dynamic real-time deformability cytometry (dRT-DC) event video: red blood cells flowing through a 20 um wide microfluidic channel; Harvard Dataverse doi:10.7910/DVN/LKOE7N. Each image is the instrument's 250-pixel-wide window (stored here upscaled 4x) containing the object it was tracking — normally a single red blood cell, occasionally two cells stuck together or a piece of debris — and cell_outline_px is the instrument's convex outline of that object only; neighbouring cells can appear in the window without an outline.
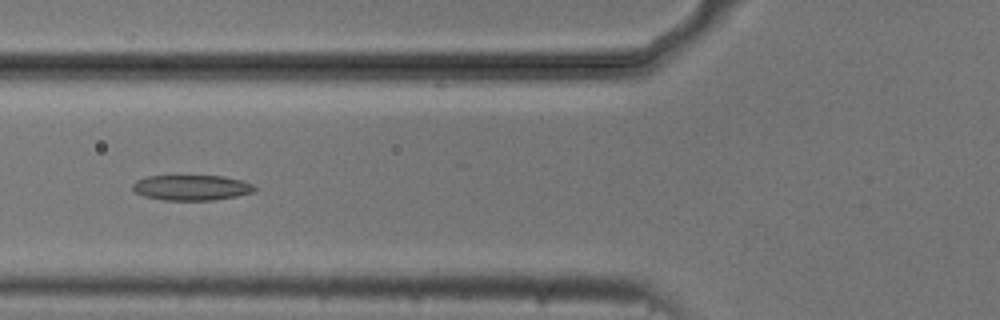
{"species": "common noctule bat (a hibernating species)", "species_latin": "Nyctalus noctula", "temperature_condition": "cold", "stored_images_in_passage": 6, "camera_frame_rate_fps": 3000, "um_per_image_px": 0.085, "animal": {"sex": "male", "body_mass_g": 20.5, "forearm_length_mm": 52.5}, "frame": {"image": 1, "passage_image": 6, "time_ms": 1.667, "image_size_px": [1000, 320], "cell_outline_px": [[256, 192], [236, 196], [212, 200], [164, 200], [144, 196], [136, 192], [132, 188], [132, 184], [136, 180], [148, 176], [224, 176], [240, 180], [252, 184], [256, 188]], "centroid_in_image_um": [16.28, 15.95], "position_along_channel_um": 109.5, "area_um2": 17.98}}